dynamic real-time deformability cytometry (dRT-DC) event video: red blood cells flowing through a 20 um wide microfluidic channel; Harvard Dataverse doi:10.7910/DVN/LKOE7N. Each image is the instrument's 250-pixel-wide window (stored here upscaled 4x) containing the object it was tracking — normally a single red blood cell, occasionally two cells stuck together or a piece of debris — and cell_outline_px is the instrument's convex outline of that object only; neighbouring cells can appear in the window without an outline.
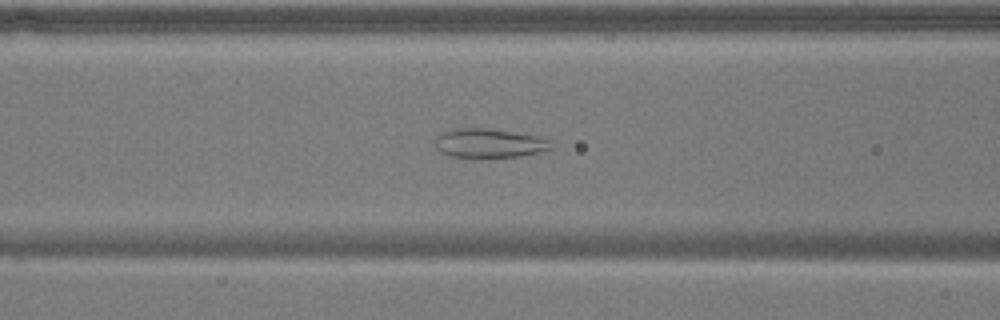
{"species": "common noctule bat (a hibernating species)", "species_latin": "Nyctalus noctula", "temperature_condition": "warm", "stored_images_in_passage": 46, "camera_frame_rate_fps": 3000, "um_per_image_px": 0.085, "animal": {"sex": "male", "body_mass_g": 17.9}, "frame": {"image": 1, "passage_image": 20, "time_ms": 6.333, "image_size_px": [1000, 320], "cell_outline_px": [[552, 148], [544, 152], [520, 156], [452, 156], [440, 152], [436, 148], [436, 136], [444, 132], [456, 128], [484, 128], [512, 132], [536, 136], [548, 140]], "centroid_in_image_um": [41.58, 12.16], "position_along_channel_um": 125.0, "area_um2": 19.13}}
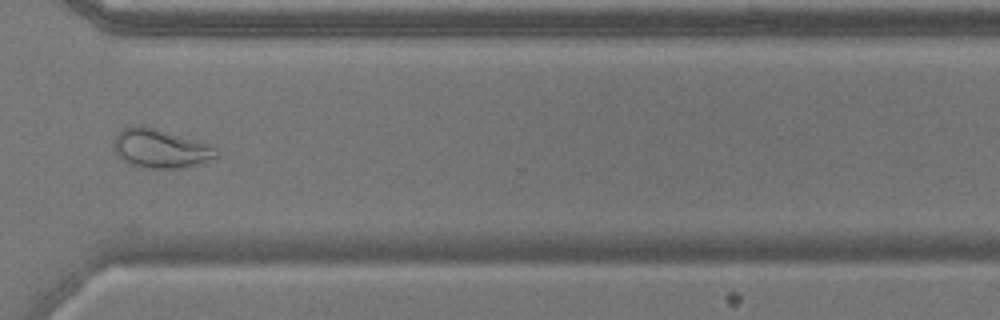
{"frame": {"image": 2, "passage_image": 39, "time_ms": 12.667, "image_size_px": [1000, 320], "cell_outline_px": [[220, 156], [184, 168], [140, 168], [124, 160], [116, 152], [112, 140], [124, 128], [132, 124], [144, 124], [196, 140], [208, 144], [216, 148], [220, 152]], "centroid_in_image_um": [13.64, 12.6], "position_along_channel_um": 357.0, "area_um2": 23.41}}
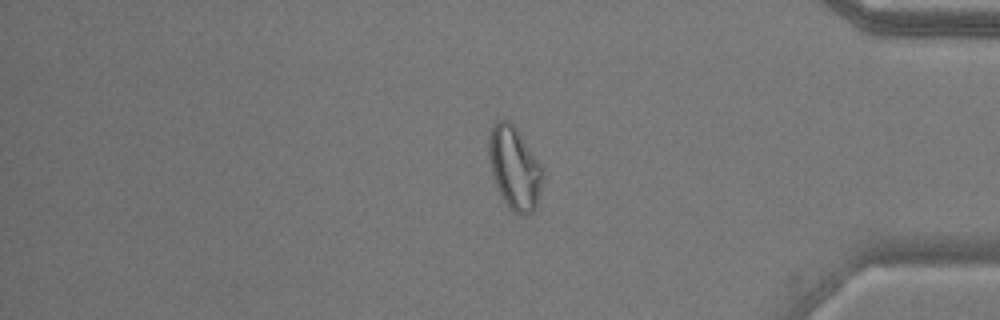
{"frame": {"image": 3, "passage_image": 44, "time_ms": 14.333, "image_size_px": [1000, 320], "cell_outline_px": [[544, 180], [536, 204], [532, 212], [524, 216], [520, 216], [512, 212], [508, 208], [496, 184], [492, 172], [488, 156], [488, 136], [492, 124], [496, 120], [508, 120], [516, 128], [540, 164], [544, 176]], "centroid_in_image_um": [43.72, 14.28], "position_along_channel_um": 391.5, "area_um2": 25.95}, "authors_computed_cell_mechanics": {"area_um2": 24.0737, "velocity_mm_per_s": 3.6666, "shape_relaxation_time_tau1_ms": null, "shape_relaxation_time_tau2_ms": 1.4333, "deformation_change_tau1": null, "deformation_change_tau2": 0.0897}}